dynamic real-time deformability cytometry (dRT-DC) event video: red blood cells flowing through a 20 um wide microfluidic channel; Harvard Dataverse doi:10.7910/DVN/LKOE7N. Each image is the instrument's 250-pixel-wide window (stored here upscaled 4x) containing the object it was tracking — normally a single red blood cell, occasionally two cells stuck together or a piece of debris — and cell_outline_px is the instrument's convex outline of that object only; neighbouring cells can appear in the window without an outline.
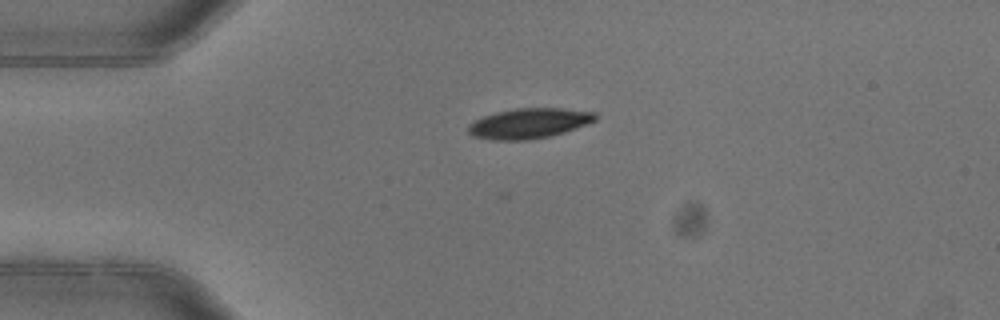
{"species": "common noctule bat (a hibernating species)", "species_latin": "Nyctalus noctula", "temperature_condition": "warm", "stored_images_in_passage": 5, "camera_frame_rate_fps": 3000, "um_per_image_px": 0.085, "animal": {"sex": "female"}, "frame": {"image": 1, "passage_image": 1, "time_ms": 0.0, "image_size_px": [1000, 320], "cell_outline_px": [[596, 120], [588, 124], [552, 136], [528, 140], [492, 140], [472, 136], [468, 132], [468, 124], [484, 116], [496, 112], [516, 108], [560, 108], [596, 112]], "centroid_in_image_um": [44.97, 10.49], "position_along_channel_um": 40.0, "area_um2": 22.43}}